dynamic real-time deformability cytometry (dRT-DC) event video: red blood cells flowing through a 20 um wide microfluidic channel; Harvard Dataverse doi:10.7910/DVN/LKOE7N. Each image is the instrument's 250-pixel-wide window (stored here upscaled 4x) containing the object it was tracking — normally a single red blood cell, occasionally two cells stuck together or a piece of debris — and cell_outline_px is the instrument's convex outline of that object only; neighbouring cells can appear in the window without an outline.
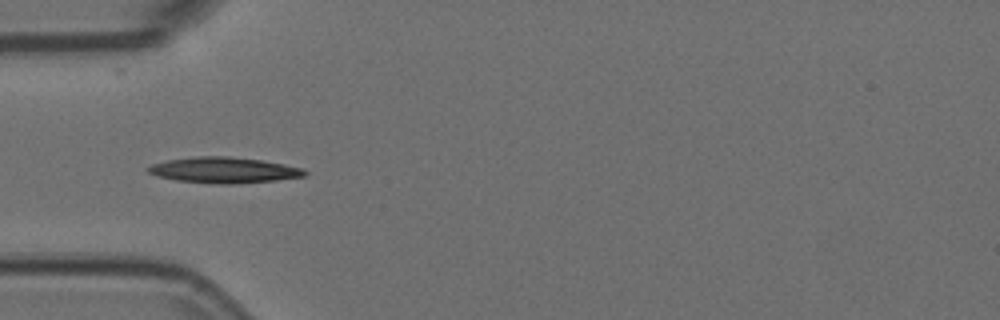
{"species": "Egyptian fruit bat (a non-hibernating species)", "species_latin": "Rousettus aegyptiacus", "temperature_condition": "room temperature", "stored_images_in_passage": 1, "camera_frame_rate_fps": 3000, "um_per_image_px": 0.085, "animal": {"sex": "female"}, "frame": {"image": 1, "passage_image": 1, "time_ms": 0.0, "image_size_px": [1000, 320], "cell_outline_px": [[308, 172], [304, 176], [276, 180], [236, 184], [220, 184], [176, 180], [156, 176], [148, 172], [144, 168], [152, 164], [168, 160], [196, 156], [228, 156], [260, 160], [284, 164], [304, 168]], "centroid_in_image_um": [19.02, 14.46], "position_along_channel_um": 66.0, "area_um2": 23.58}}